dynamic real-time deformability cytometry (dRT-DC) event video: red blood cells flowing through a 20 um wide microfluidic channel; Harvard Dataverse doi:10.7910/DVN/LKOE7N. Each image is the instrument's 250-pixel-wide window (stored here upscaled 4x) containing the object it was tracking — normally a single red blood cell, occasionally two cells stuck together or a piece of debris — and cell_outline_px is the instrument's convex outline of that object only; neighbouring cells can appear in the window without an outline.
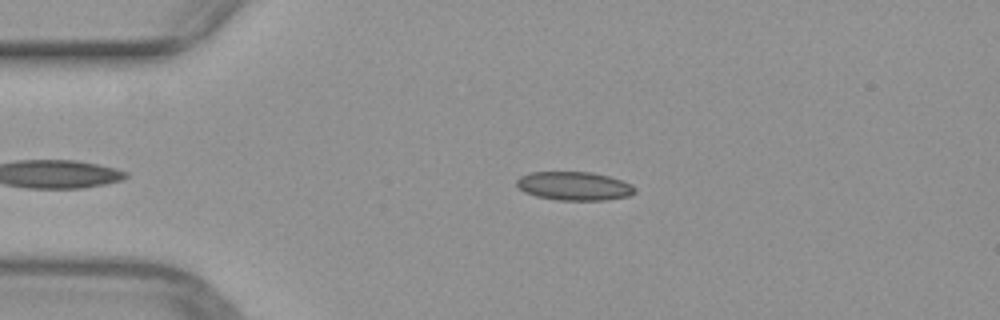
{"species": "common noctule bat (a hibernating species)", "species_latin": "Nyctalus noctula", "temperature_condition": "warm", "stored_images_in_passage": 36, "camera_frame_rate_fps": 3000, "um_per_image_px": 0.085, "animal": {"sex": "female", "body_mass_g": 29.2, "forearm_length_mm": 56.3}, "frame": {"image": 1, "passage_image": 2, "time_ms": 0.333, "image_size_px": [1000, 320], "cell_outline_px": [[636, 192], [628, 196], [608, 200], [556, 200], [536, 196], [524, 192], [516, 184], [516, 180], [520, 176], [528, 172], [592, 172], [608, 176], [632, 184], [636, 188]], "centroid_in_image_um": [48.8, 15.81], "position_along_channel_um": 36.2, "area_um2": 19.83}}
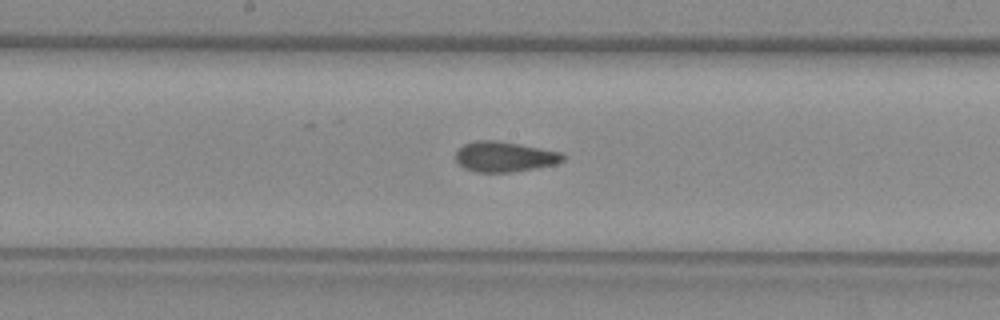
{"frame": {"image": 2, "passage_image": 17, "time_ms": 5.333, "image_size_px": [1000, 320], "cell_outline_px": [[564, 160], [556, 164], [536, 168], [512, 172], [476, 172], [464, 168], [456, 160], [456, 152], [464, 144], [476, 140], [496, 140], [560, 152], [564, 156]], "centroid_in_image_um": [42.87, 13.33], "position_along_channel_um": 205.3, "area_um2": 18.73}}
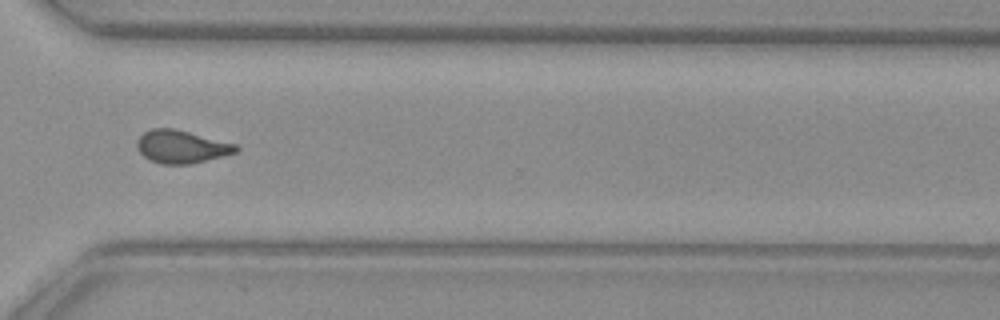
{"frame": {"image": 3, "passage_image": 28, "time_ms": 9.0, "image_size_px": [1000, 320], "cell_outline_px": [[240, 148], [236, 152], [192, 164], [160, 164], [148, 160], [136, 148], [136, 140], [144, 132], [152, 128], [176, 128], [236, 144]], "centroid_in_image_um": [15.39, 12.46], "position_along_channel_um": 355.2, "area_um2": 19.13}}